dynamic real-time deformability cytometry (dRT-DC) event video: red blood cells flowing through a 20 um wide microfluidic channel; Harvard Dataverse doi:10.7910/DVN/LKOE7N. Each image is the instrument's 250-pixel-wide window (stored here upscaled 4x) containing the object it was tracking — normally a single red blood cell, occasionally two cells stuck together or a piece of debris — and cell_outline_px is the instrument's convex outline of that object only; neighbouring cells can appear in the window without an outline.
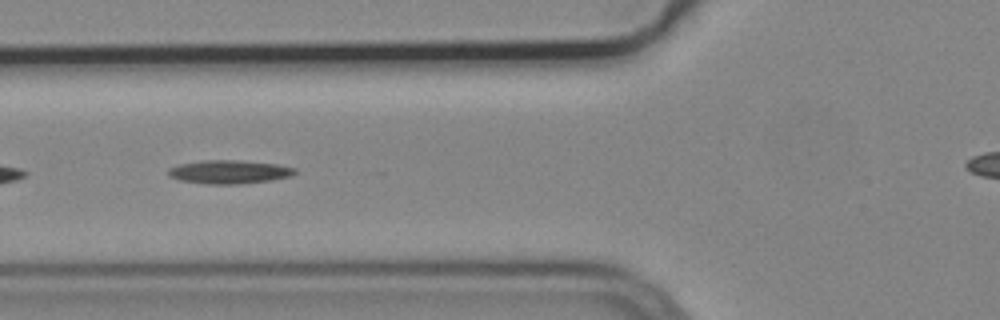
{"species": "common noctule bat (a hibernating species)", "species_latin": "Nyctalus noctula", "temperature_condition": "cold", "stored_images_in_passage": 8, "segment_of_instrument_passage": [1, 2], "camera_frame_rate_fps": 3000, "um_per_image_px": 0.085, "animal": {"sex": "male", "body_mass_g": 19.2, "forearm_length_mm": 51.8}, "frame": {"image": 1, "passage_image": 6, "time_ms": 1.667, "image_size_px": [1000, 320], "cell_outline_px": [[296, 172], [292, 176], [268, 180], [240, 184], [208, 184], [180, 180], [168, 176], [168, 168], [180, 164], [204, 160], [240, 160], [276, 164], [296, 168]], "centroid_in_image_um": [19.47, 14.61], "position_along_channel_um": 106.3, "area_um2": 17.28}}
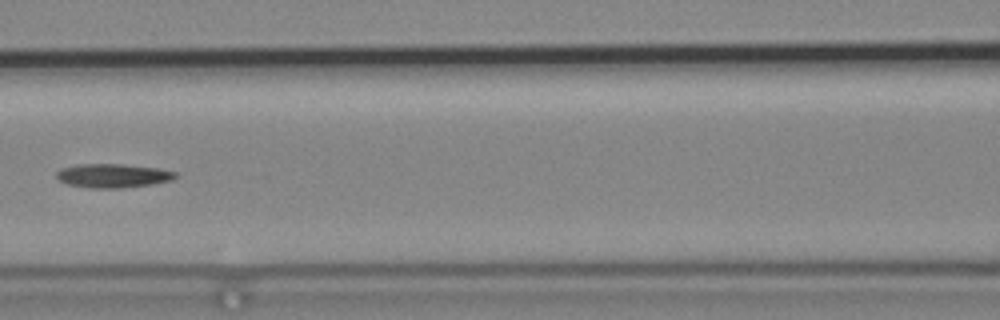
{"frame": {"image": 2, "passage_image": 7, "time_ms": 2.0, "image_size_px": [1000, 320], "cell_outline_px": [[176, 176], [172, 180], [152, 184], [120, 188], [88, 188], [68, 184], [60, 180], [56, 176], [56, 172], [60, 168], [76, 164], [120, 164], [160, 168], [176, 172]], "centroid_in_image_um": [9.58, 14.93], "position_along_channel_um": 157.0, "area_um2": 16.59}}